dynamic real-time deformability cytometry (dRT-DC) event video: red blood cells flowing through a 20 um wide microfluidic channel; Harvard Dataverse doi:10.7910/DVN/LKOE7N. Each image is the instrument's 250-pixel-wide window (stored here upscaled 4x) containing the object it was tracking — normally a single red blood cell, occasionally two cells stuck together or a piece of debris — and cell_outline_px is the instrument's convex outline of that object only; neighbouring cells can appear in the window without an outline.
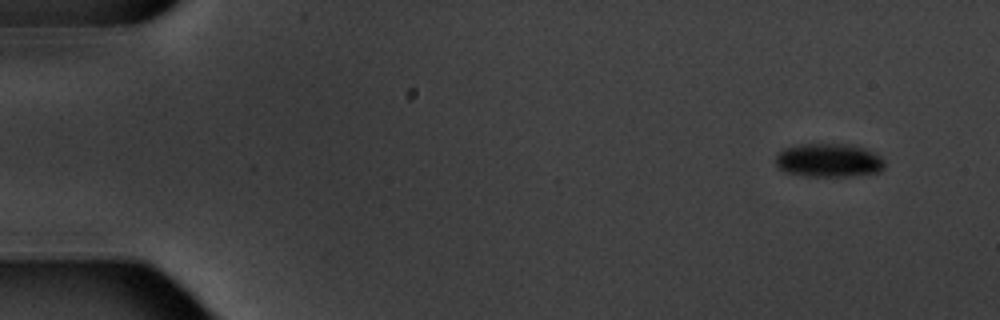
{"species": "common noctule bat (a hibernating species)", "species_latin": "Nyctalus noctula", "temperature_condition": "warm", "stored_images_in_passage": 7, "camera_frame_rate_fps": 3000, "um_per_image_px": 0.085, "animal": {"sex": "male", "body_mass_g": 20.1, "forearm_length_mm": 53.5}, "frame": {"image": 1, "passage_image": 1, "time_ms": 0.0, "image_size_px": [1000, 320], "cell_outline_px": [[884, 168], [880, 172], [848, 176], [804, 176], [784, 172], [776, 164], [776, 156], [784, 148], [800, 144], [848, 144], [864, 148], [880, 156], [884, 160]], "centroid_in_image_um": [70.44, 13.63], "position_along_channel_um": 14.6, "area_um2": 21.33}}
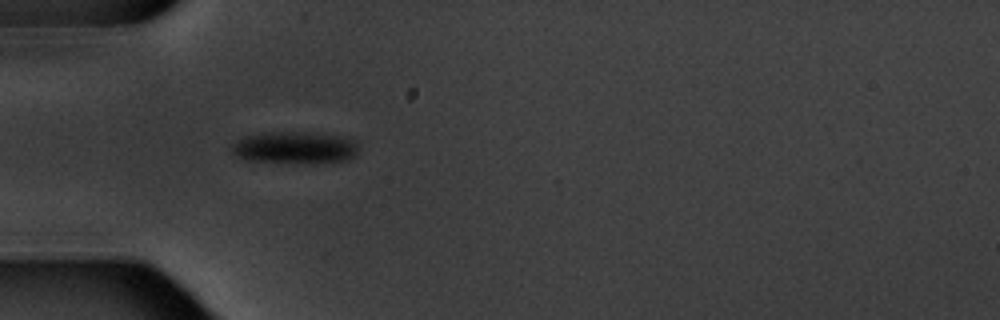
{"frame": {"image": 2, "passage_image": 5, "time_ms": 4.667, "image_size_px": [1000, 320], "cell_outline_px": [[356, 152], [352, 156], [344, 160], [316, 164], [292, 164], [240, 160], [232, 152], [232, 144], [236, 140], [244, 136], [260, 132], [316, 132], [340, 136], [352, 140], [356, 144]], "centroid_in_image_um": [24.96, 12.57], "position_along_channel_um": 60.0, "area_um2": 24.39}}
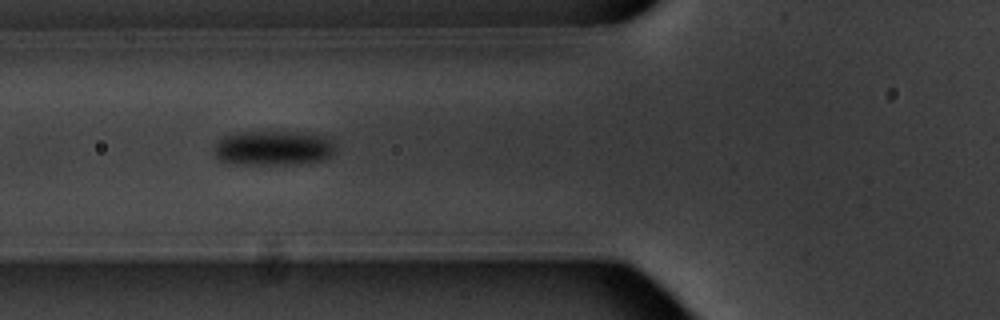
{"frame": {"image": 3, "passage_image": 6, "time_ms": 6.0, "image_size_px": [1000, 320], "cell_outline_px": [[336, 152], [324, 160], [292, 164], [232, 164], [220, 160], [216, 156], [212, 148], [216, 140], [224, 136], [240, 132], [308, 132], [324, 136], [332, 140], [336, 148]], "centroid_in_image_um": [23.23, 12.58], "position_along_channel_um": 102.6, "area_um2": 24.97}}